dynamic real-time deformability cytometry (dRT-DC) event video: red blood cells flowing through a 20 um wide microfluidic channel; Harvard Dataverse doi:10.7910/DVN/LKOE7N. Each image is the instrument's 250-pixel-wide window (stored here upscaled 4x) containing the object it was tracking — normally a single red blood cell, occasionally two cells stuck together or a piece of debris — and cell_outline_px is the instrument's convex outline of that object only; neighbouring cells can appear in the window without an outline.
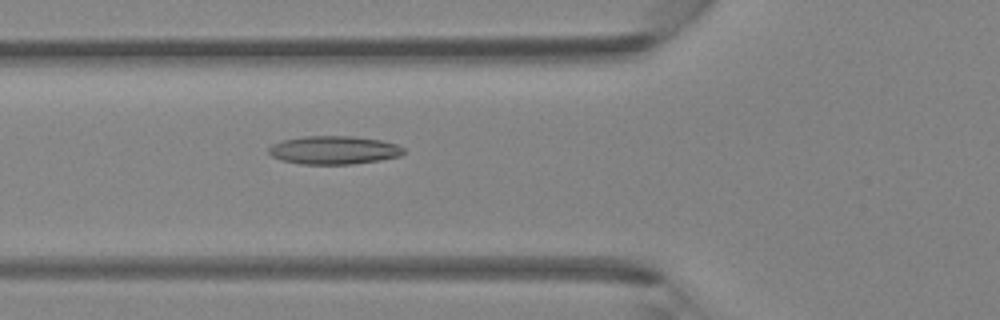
{"species": "Egyptian fruit bat (a non-hibernating species)", "species_latin": "Rousettus aegyptiacus", "temperature_condition": "room temperature", "stored_images_in_passage": 45, "camera_frame_rate_fps": 3000, "um_per_image_px": 0.085, "animal": {"sex": "female"}, "frame": {"image": 1, "passage_image": 17, "time_ms": 5.333, "image_size_px": [1000, 320], "cell_outline_px": [[404, 152], [400, 156], [380, 160], [352, 164], [300, 164], [280, 160], [272, 156], [268, 152], [268, 148], [272, 144], [280, 140], [304, 136], [352, 136], [380, 140], [396, 144], [404, 148]], "centroid_in_image_um": [28.34, 12.76], "position_along_channel_um": 97.5, "area_um2": 22.37}}
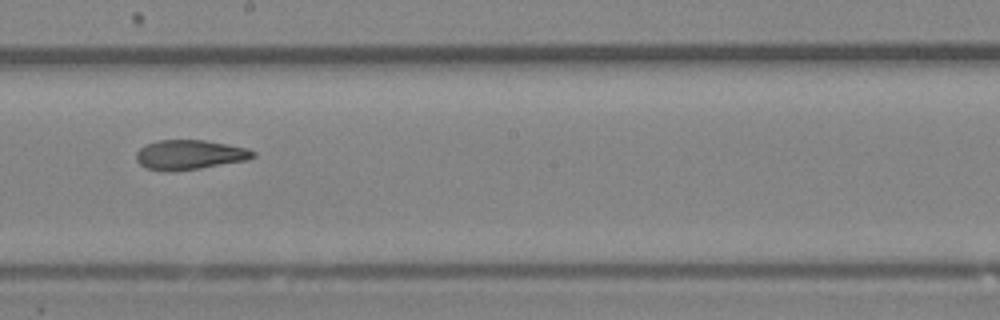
{"frame": {"image": 2, "passage_image": 26, "time_ms": 8.333, "image_size_px": [1000, 320], "cell_outline_px": [[256, 156], [248, 160], [200, 168], [168, 172], [144, 168], [136, 160], [136, 152], [144, 144], [156, 140], [204, 140], [228, 144], [248, 148], [256, 152]], "centroid_in_image_um": [16.11, 13.15], "position_along_channel_um": 232.1, "area_um2": 20.46}}
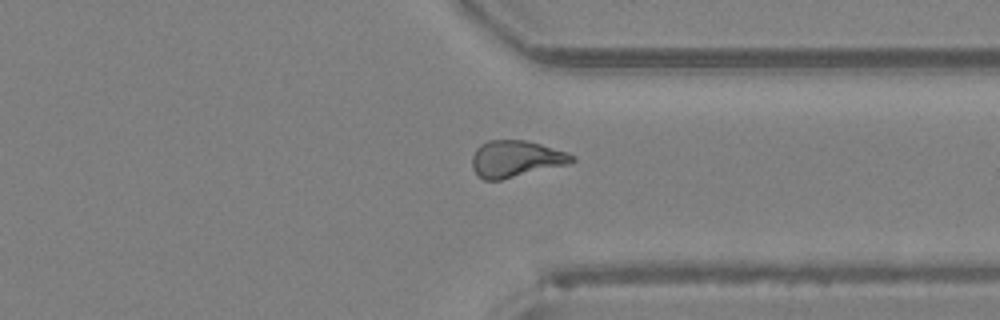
{"frame": {"image": 3, "passage_image": 35, "time_ms": 11.333, "image_size_px": [1000, 320], "cell_outline_px": [[576, 160], [568, 164], [500, 180], [484, 180], [472, 168], [472, 156], [476, 148], [480, 144], [488, 140], [524, 140], [540, 144], [568, 152], [576, 156]], "centroid_in_image_um": [43.85, 13.49], "position_along_channel_um": 367.5, "area_um2": 21.27}}